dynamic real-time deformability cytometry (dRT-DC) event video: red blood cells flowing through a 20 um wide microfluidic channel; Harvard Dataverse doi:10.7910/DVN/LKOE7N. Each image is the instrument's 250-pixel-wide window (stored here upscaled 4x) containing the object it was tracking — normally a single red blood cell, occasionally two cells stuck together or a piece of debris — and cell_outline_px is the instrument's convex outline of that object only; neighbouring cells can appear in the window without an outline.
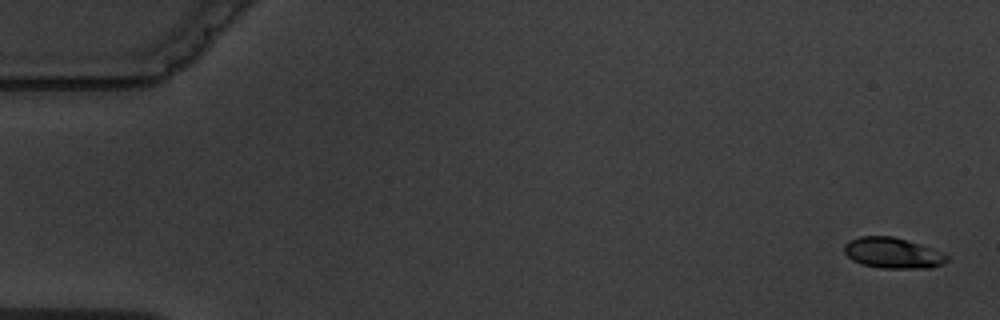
{"species": "common noctule bat (a hibernating species)", "species_latin": "Nyctalus noctula", "temperature_condition": "warm", "stored_images_in_passage": 6, "camera_frame_rate_fps": 3000, "um_per_image_px": 0.085, "animal": {"sex": "male", "body_mass_g": 19.5, "forearm_length_mm": 54.6}, "frame": {"image": 1, "passage_image": 1, "time_ms": 0.0, "image_size_px": [1000, 320], "cell_outline_px": [[952, 256], [944, 264], [932, 268], [880, 268], [860, 264], [852, 260], [844, 252], [844, 244], [860, 236], [892, 236], [920, 244]], "centroid_in_image_um": [75.92, 21.52], "position_along_channel_um": 9.1, "area_um2": 18.5}}